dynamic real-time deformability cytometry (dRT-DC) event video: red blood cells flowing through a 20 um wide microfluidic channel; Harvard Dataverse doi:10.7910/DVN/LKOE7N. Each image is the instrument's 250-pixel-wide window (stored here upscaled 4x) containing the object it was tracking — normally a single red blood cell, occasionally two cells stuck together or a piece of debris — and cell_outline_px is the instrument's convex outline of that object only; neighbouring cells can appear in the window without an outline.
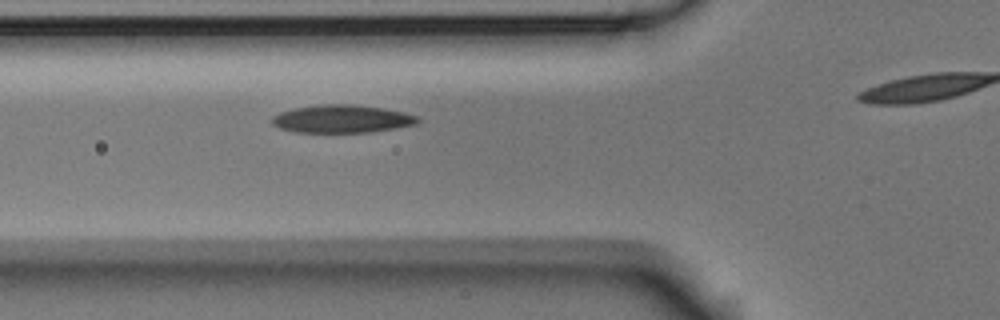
{"species": "Egyptian fruit bat (a non-hibernating species)", "species_latin": "Rousettus aegyptiacus", "temperature_condition": "room temperature", "stored_images_in_passage": 5, "segment_of_instrument_passage": [1, 2], "camera_frame_rate_fps": 3000, "um_per_image_px": 0.085, "animal": {"sex": "male"}, "frame": {"image": 1, "passage_image": 4, "time_ms": 1.0, "image_size_px": [1000, 320], "cell_outline_px": [[420, 120], [416, 124], [396, 128], [372, 132], [296, 132], [280, 128], [272, 124], [272, 116], [280, 112], [296, 108], [324, 104], [352, 104], [384, 108], [404, 112], [416, 116]], "centroid_in_image_um": [29.08, 10.1], "position_along_channel_um": 96.7, "area_um2": 23.58}}